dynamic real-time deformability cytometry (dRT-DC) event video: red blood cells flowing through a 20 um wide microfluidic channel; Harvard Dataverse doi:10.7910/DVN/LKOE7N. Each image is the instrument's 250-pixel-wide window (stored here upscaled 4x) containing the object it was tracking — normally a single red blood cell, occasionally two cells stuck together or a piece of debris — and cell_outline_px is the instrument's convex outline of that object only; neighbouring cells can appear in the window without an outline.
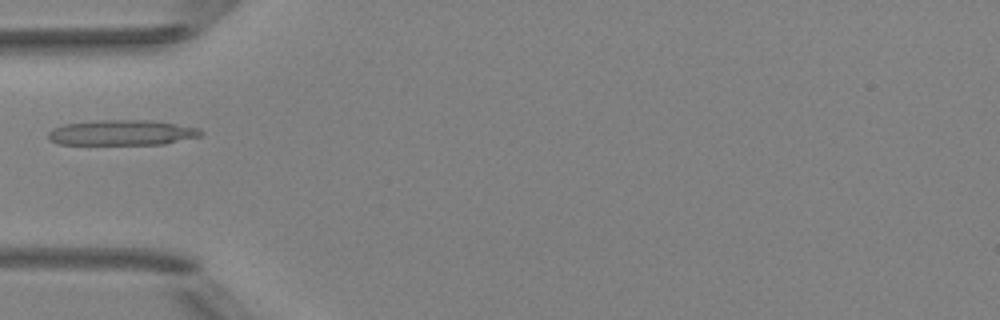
{"species": "Egyptian fruit bat (a non-hibernating species)", "species_latin": "Rousettus aegyptiacus", "temperature_condition": "room temperature", "stored_images_in_passage": 1, "camera_frame_rate_fps": 3000, "um_per_image_px": 0.085, "animal": {"sex": "female"}, "frame": {"image": 1, "passage_image": 1, "time_ms": 0.0, "image_size_px": [1000, 320], "cell_outline_px": [[204, 132], [200, 136], [164, 144], [60, 144], [48, 140], [48, 132], [52, 128], [64, 124], [100, 120], [152, 120], [200, 128]], "centroid_in_image_um": [10.36, 11.27], "position_along_channel_um": 74.6, "area_um2": 22.54}}